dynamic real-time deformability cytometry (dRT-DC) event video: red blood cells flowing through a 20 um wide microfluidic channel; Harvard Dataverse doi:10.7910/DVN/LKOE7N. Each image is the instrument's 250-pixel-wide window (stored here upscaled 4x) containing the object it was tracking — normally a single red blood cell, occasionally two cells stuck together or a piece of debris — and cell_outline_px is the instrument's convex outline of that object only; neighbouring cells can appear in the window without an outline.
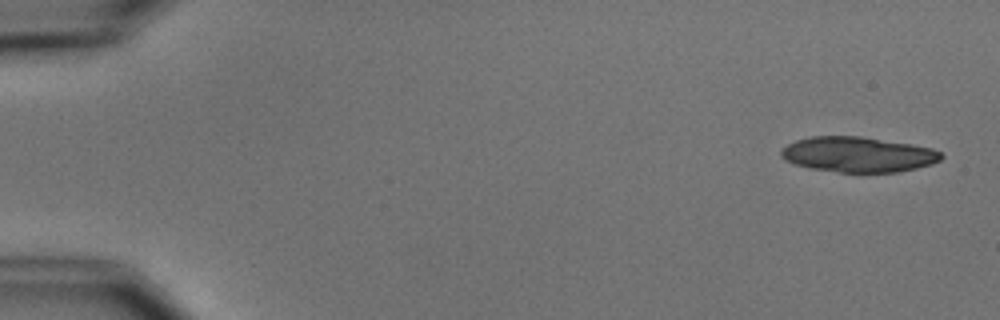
{"species": "common noctule bat (a hibernating species)", "species_latin": "Nyctalus noctula", "temperature_condition": "cold", "stored_images_in_passage": 2, "camera_frame_rate_fps": 3000, "um_per_image_px": 0.085, "animal": {"sex": "male", "body_mass_g": 15.6}, "frame": {"image": 1, "passage_image": 2, "time_ms": 1.333, "image_size_px": [1000, 320], "cell_outline_px": [[944, 156], [940, 160], [932, 164], [916, 168], [896, 172], [840, 172], [808, 168], [784, 160], [780, 156], [780, 148], [796, 140], [812, 136], [860, 136], [912, 144], [932, 148], [940, 152]], "centroid_in_image_um": [72.91, 13.13], "position_along_channel_um": 12.1, "area_um2": 33.0}}